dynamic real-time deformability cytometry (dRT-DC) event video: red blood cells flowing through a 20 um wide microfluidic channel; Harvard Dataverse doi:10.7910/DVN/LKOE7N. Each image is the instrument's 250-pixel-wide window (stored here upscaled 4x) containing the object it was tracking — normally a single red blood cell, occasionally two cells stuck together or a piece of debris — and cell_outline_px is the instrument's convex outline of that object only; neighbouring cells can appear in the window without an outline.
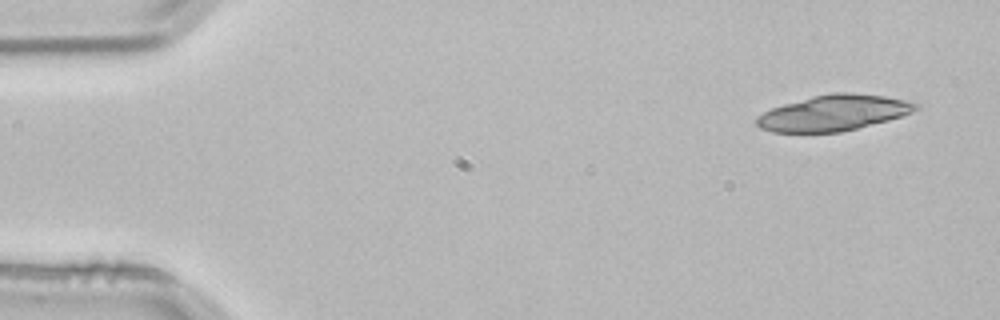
{"species": "common noctule bat (a hibernating species)", "species_latin": "Nyctalus noctula", "temperature_condition": "room temperature", "stored_images_in_passage": 21, "camera_frame_rate_fps": 3000, "um_per_image_px": 0.085, "animal": {"sex": "male", "body_mass_g": 21.5, "forearm_length_mm": 52.0}, "frame": {"image": 1, "passage_image": 3, "time_ms": 0.667, "image_size_px": [1000, 320], "cell_outline_px": [[920, 108], [912, 112], [888, 120], [840, 132], [772, 132], [760, 128], [756, 124], [756, 116], [772, 108], [784, 104], [812, 96], [832, 92], [852, 92], [916, 100], [920, 104]], "centroid_in_image_um": [70.91, 9.58], "position_along_channel_um": 14.1, "area_um2": 33.35}}